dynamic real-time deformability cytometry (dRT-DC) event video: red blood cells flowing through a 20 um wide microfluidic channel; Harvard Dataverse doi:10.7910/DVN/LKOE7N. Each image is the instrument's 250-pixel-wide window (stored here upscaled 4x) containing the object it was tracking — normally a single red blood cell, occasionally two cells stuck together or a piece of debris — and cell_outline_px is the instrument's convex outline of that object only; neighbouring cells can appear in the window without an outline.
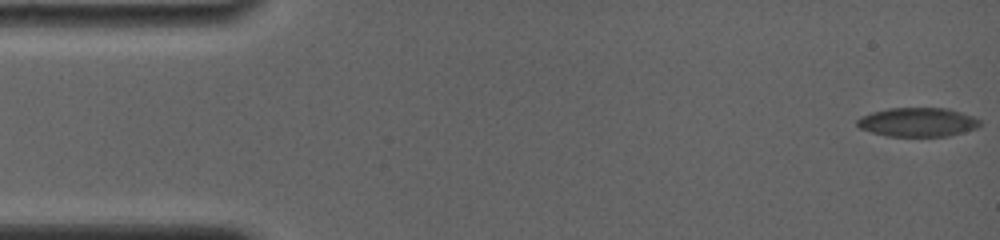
{"species": "common noctule bat (a hibernating species)", "species_latin": "Nyctalus noctula", "temperature_condition": "room temperature", "stored_images_in_passage": 15, "camera_frame_rate_fps": 4000, "um_per_image_px": 0.085, "animal": {"sex": "female", "body_mass_g": 19.0, "forearm_length_mm": 56.7}, "frame": {"image": 1, "passage_image": 1, "time_ms": 0.0, "image_size_px": [1000, 240], "cell_outline_px": [[980, 124], [976, 128], [948, 136], [888, 136], [872, 132], [860, 128], [856, 124], [856, 120], [860, 116], [872, 112], [888, 108], [948, 108], [972, 116], [980, 120]], "centroid_in_image_um": [77.97, 10.38], "position_along_channel_um": 7.0, "area_um2": 20.63}}
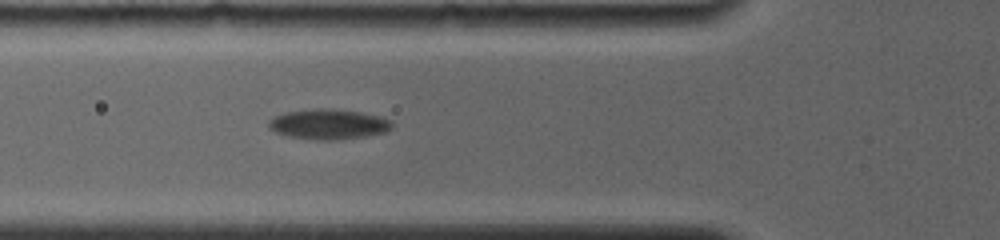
{"frame": {"image": 2, "passage_image": 13, "time_ms": 6.0, "image_size_px": [1000, 240], "cell_outline_px": [[392, 128], [384, 132], [364, 136], [332, 140], [328, 140], [292, 136], [276, 132], [268, 128], [268, 120], [272, 116], [288, 112], [312, 108], [328, 108], [360, 112], [380, 116], [392, 120]], "centroid_in_image_um": [27.92, 10.53], "position_along_channel_um": 97.9, "area_um2": 21.44}}
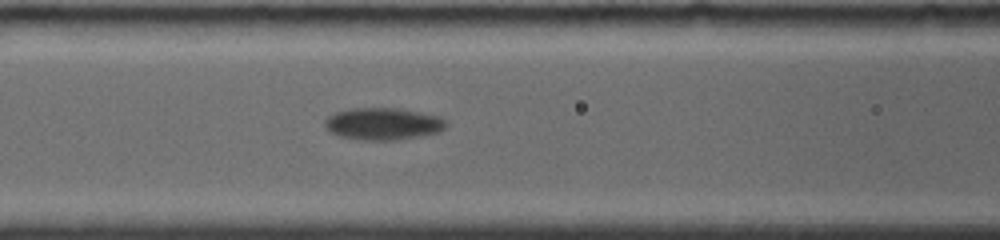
{"frame": {"image": 3, "passage_image": 15, "time_ms": 7.0, "image_size_px": [1000, 240], "cell_outline_px": [[448, 124], [444, 128], [436, 132], [396, 140], [364, 140], [340, 136], [324, 128], [324, 120], [328, 116], [336, 112], [348, 108], [400, 108], [440, 116]], "centroid_in_image_um": [32.52, 10.51], "position_along_channel_um": 134.1, "area_um2": 22.6}}